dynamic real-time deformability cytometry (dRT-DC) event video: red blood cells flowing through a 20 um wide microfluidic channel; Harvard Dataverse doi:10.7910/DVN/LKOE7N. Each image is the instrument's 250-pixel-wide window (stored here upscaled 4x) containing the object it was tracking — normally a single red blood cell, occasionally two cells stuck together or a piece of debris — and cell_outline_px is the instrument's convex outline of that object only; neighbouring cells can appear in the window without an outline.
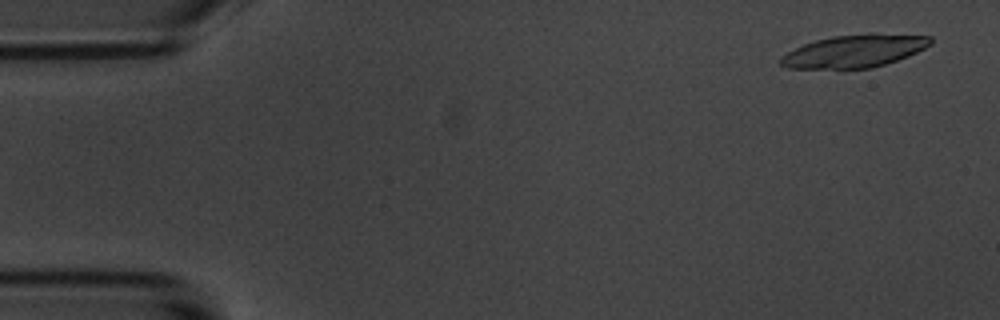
{"species": "common noctule bat (a hibernating species)", "species_latin": "Nyctalus noctula", "temperature_condition": "room temperature", "stored_images_in_passage": 19, "camera_frame_rate_fps": 3000, "um_per_image_px": 0.085, "animal": {"sex": "male", "body_mass_g": 20.1, "forearm_length_mm": 53.5}, "frame": {"image": 1, "passage_image": 3, "time_ms": 0.667, "image_size_px": [1000, 320], "cell_outline_px": [[932, 44], [908, 56], [872, 68], [788, 68], [780, 64], [780, 60], [788, 52], [804, 44], [816, 40], [832, 36], [868, 32], [872, 32], [932, 36]], "centroid_in_image_um": [72.69, 4.31], "position_along_channel_um": 12.3, "area_um2": 28.55}}